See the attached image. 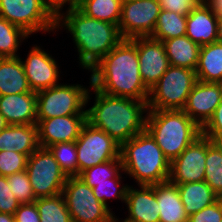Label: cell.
<instances>
[{
    "instance_id": "b9f144b4",
    "label": "cell",
    "mask_w": 222,
    "mask_h": 222,
    "mask_svg": "<svg viewBox=\"0 0 222 222\" xmlns=\"http://www.w3.org/2000/svg\"><path fill=\"white\" fill-rule=\"evenodd\" d=\"M50 9L57 15L62 7L65 6L66 3L69 4V7L74 6L77 0H43Z\"/></svg>"
},
{
    "instance_id": "ee69618b",
    "label": "cell",
    "mask_w": 222,
    "mask_h": 222,
    "mask_svg": "<svg viewBox=\"0 0 222 222\" xmlns=\"http://www.w3.org/2000/svg\"><path fill=\"white\" fill-rule=\"evenodd\" d=\"M217 14H222V0H208Z\"/></svg>"
},
{
    "instance_id": "3957f363",
    "label": "cell",
    "mask_w": 222,
    "mask_h": 222,
    "mask_svg": "<svg viewBox=\"0 0 222 222\" xmlns=\"http://www.w3.org/2000/svg\"><path fill=\"white\" fill-rule=\"evenodd\" d=\"M94 105L86 110L87 122L112 137L120 146L145 131L148 101L106 95L95 88Z\"/></svg>"
},
{
    "instance_id": "836d02e7",
    "label": "cell",
    "mask_w": 222,
    "mask_h": 222,
    "mask_svg": "<svg viewBox=\"0 0 222 222\" xmlns=\"http://www.w3.org/2000/svg\"><path fill=\"white\" fill-rule=\"evenodd\" d=\"M7 182L20 204L34 203L36 201L37 198L33 193L26 170L8 176Z\"/></svg>"
},
{
    "instance_id": "ba28073f",
    "label": "cell",
    "mask_w": 222,
    "mask_h": 222,
    "mask_svg": "<svg viewBox=\"0 0 222 222\" xmlns=\"http://www.w3.org/2000/svg\"><path fill=\"white\" fill-rule=\"evenodd\" d=\"M62 194L72 222H116L118 219L79 177H68ZM116 218V219H115Z\"/></svg>"
},
{
    "instance_id": "603a6c76",
    "label": "cell",
    "mask_w": 222,
    "mask_h": 222,
    "mask_svg": "<svg viewBox=\"0 0 222 222\" xmlns=\"http://www.w3.org/2000/svg\"><path fill=\"white\" fill-rule=\"evenodd\" d=\"M31 91L21 58H0V96Z\"/></svg>"
},
{
    "instance_id": "30bf717a",
    "label": "cell",
    "mask_w": 222,
    "mask_h": 222,
    "mask_svg": "<svg viewBox=\"0 0 222 222\" xmlns=\"http://www.w3.org/2000/svg\"><path fill=\"white\" fill-rule=\"evenodd\" d=\"M26 172L36 198L61 194L68 178L51 151L42 147L28 157Z\"/></svg>"
},
{
    "instance_id": "60d3db41",
    "label": "cell",
    "mask_w": 222,
    "mask_h": 222,
    "mask_svg": "<svg viewBox=\"0 0 222 222\" xmlns=\"http://www.w3.org/2000/svg\"><path fill=\"white\" fill-rule=\"evenodd\" d=\"M13 216L15 222H41L35 202L20 204Z\"/></svg>"
},
{
    "instance_id": "83f0119b",
    "label": "cell",
    "mask_w": 222,
    "mask_h": 222,
    "mask_svg": "<svg viewBox=\"0 0 222 222\" xmlns=\"http://www.w3.org/2000/svg\"><path fill=\"white\" fill-rule=\"evenodd\" d=\"M206 166L204 181L222 198V141L206 137Z\"/></svg>"
},
{
    "instance_id": "ffe728a7",
    "label": "cell",
    "mask_w": 222,
    "mask_h": 222,
    "mask_svg": "<svg viewBox=\"0 0 222 222\" xmlns=\"http://www.w3.org/2000/svg\"><path fill=\"white\" fill-rule=\"evenodd\" d=\"M36 105L34 91L0 96V113L8 125L37 124Z\"/></svg>"
},
{
    "instance_id": "277c9868",
    "label": "cell",
    "mask_w": 222,
    "mask_h": 222,
    "mask_svg": "<svg viewBox=\"0 0 222 222\" xmlns=\"http://www.w3.org/2000/svg\"><path fill=\"white\" fill-rule=\"evenodd\" d=\"M123 171L139 185L165 182L170 175V161L145 130L120 146Z\"/></svg>"
},
{
    "instance_id": "bcb514c9",
    "label": "cell",
    "mask_w": 222,
    "mask_h": 222,
    "mask_svg": "<svg viewBox=\"0 0 222 222\" xmlns=\"http://www.w3.org/2000/svg\"><path fill=\"white\" fill-rule=\"evenodd\" d=\"M8 126L5 118L3 117V115L0 113V132L5 129Z\"/></svg>"
},
{
    "instance_id": "5bb4252c",
    "label": "cell",
    "mask_w": 222,
    "mask_h": 222,
    "mask_svg": "<svg viewBox=\"0 0 222 222\" xmlns=\"http://www.w3.org/2000/svg\"><path fill=\"white\" fill-rule=\"evenodd\" d=\"M137 47L140 76L150 90L170 66L162 41L150 36L131 39Z\"/></svg>"
},
{
    "instance_id": "7a4b0ae2",
    "label": "cell",
    "mask_w": 222,
    "mask_h": 222,
    "mask_svg": "<svg viewBox=\"0 0 222 222\" xmlns=\"http://www.w3.org/2000/svg\"><path fill=\"white\" fill-rule=\"evenodd\" d=\"M65 14H57L56 26L59 28L64 25L71 33L78 49L79 61L85 69L94 68L124 39L118 25L88 17L75 5L68 7Z\"/></svg>"
},
{
    "instance_id": "e0dca14e",
    "label": "cell",
    "mask_w": 222,
    "mask_h": 222,
    "mask_svg": "<svg viewBox=\"0 0 222 222\" xmlns=\"http://www.w3.org/2000/svg\"><path fill=\"white\" fill-rule=\"evenodd\" d=\"M21 62L32 91L38 92L59 85L57 62L40 47H32L26 60Z\"/></svg>"
},
{
    "instance_id": "2e32d148",
    "label": "cell",
    "mask_w": 222,
    "mask_h": 222,
    "mask_svg": "<svg viewBox=\"0 0 222 222\" xmlns=\"http://www.w3.org/2000/svg\"><path fill=\"white\" fill-rule=\"evenodd\" d=\"M87 122V115L57 116L37 123L38 141L42 148L55 143L73 142L80 136Z\"/></svg>"
},
{
    "instance_id": "7bdbcfd3",
    "label": "cell",
    "mask_w": 222,
    "mask_h": 222,
    "mask_svg": "<svg viewBox=\"0 0 222 222\" xmlns=\"http://www.w3.org/2000/svg\"><path fill=\"white\" fill-rule=\"evenodd\" d=\"M217 42L222 43V14H217Z\"/></svg>"
},
{
    "instance_id": "4316f807",
    "label": "cell",
    "mask_w": 222,
    "mask_h": 222,
    "mask_svg": "<svg viewBox=\"0 0 222 222\" xmlns=\"http://www.w3.org/2000/svg\"><path fill=\"white\" fill-rule=\"evenodd\" d=\"M123 0H77L75 6L86 16L118 25Z\"/></svg>"
},
{
    "instance_id": "8fae6325",
    "label": "cell",
    "mask_w": 222,
    "mask_h": 222,
    "mask_svg": "<svg viewBox=\"0 0 222 222\" xmlns=\"http://www.w3.org/2000/svg\"><path fill=\"white\" fill-rule=\"evenodd\" d=\"M78 160V175L87 168L120 159V145L101 129L88 122L75 141Z\"/></svg>"
},
{
    "instance_id": "484cf974",
    "label": "cell",
    "mask_w": 222,
    "mask_h": 222,
    "mask_svg": "<svg viewBox=\"0 0 222 222\" xmlns=\"http://www.w3.org/2000/svg\"><path fill=\"white\" fill-rule=\"evenodd\" d=\"M195 72L197 80L222 83V43L216 41L200 47Z\"/></svg>"
},
{
    "instance_id": "e575fe53",
    "label": "cell",
    "mask_w": 222,
    "mask_h": 222,
    "mask_svg": "<svg viewBox=\"0 0 222 222\" xmlns=\"http://www.w3.org/2000/svg\"><path fill=\"white\" fill-rule=\"evenodd\" d=\"M120 179L121 175L119 174L116 178L109 179V182L86 184L92 188V191L96 198L108 207L106 199L109 197L113 196L115 198H118L119 200L121 199L122 201H126L128 186H122V188L118 189L121 185ZM112 189L113 191L111 192Z\"/></svg>"
},
{
    "instance_id": "f1b7e54d",
    "label": "cell",
    "mask_w": 222,
    "mask_h": 222,
    "mask_svg": "<svg viewBox=\"0 0 222 222\" xmlns=\"http://www.w3.org/2000/svg\"><path fill=\"white\" fill-rule=\"evenodd\" d=\"M186 20L187 16L161 9L150 37L163 42L186 35Z\"/></svg>"
},
{
    "instance_id": "74e56055",
    "label": "cell",
    "mask_w": 222,
    "mask_h": 222,
    "mask_svg": "<svg viewBox=\"0 0 222 222\" xmlns=\"http://www.w3.org/2000/svg\"><path fill=\"white\" fill-rule=\"evenodd\" d=\"M20 203L8 186L7 177L0 175V212L6 214H15Z\"/></svg>"
},
{
    "instance_id": "d590c367",
    "label": "cell",
    "mask_w": 222,
    "mask_h": 222,
    "mask_svg": "<svg viewBox=\"0 0 222 222\" xmlns=\"http://www.w3.org/2000/svg\"><path fill=\"white\" fill-rule=\"evenodd\" d=\"M28 156L16 151H0V175L8 177L26 170Z\"/></svg>"
},
{
    "instance_id": "5b68a950",
    "label": "cell",
    "mask_w": 222,
    "mask_h": 222,
    "mask_svg": "<svg viewBox=\"0 0 222 222\" xmlns=\"http://www.w3.org/2000/svg\"><path fill=\"white\" fill-rule=\"evenodd\" d=\"M145 130L171 162L201 136V128L183 110H147Z\"/></svg>"
},
{
    "instance_id": "f6af8a7d",
    "label": "cell",
    "mask_w": 222,
    "mask_h": 222,
    "mask_svg": "<svg viewBox=\"0 0 222 222\" xmlns=\"http://www.w3.org/2000/svg\"><path fill=\"white\" fill-rule=\"evenodd\" d=\"M0 222H15L13 214L0 212Z\"/></svg>"
},
{
    "instance_id": "7402d4cb",
    "label": "cell",
    "mask_w": 222,
    "mask_h": 222,
    "mask_svg": "<svg viewBox=\"0 0 222 222\" xmlns=\"http://www.w3.org/2000/svg\"><path fill=\"white\" fill-rule=\"evenodd\" d=\"M153 186L160 208L159 222H188L177 185L167 180Z\"/></svg>"
},
{
    "instance_id": "ac0fdd59",
    "label": "cell",
    "mask_w": 222,
    "mask_h": 222,
    "mask_svg": "<svg viewBox=\"0 0 222 222\" xmlns=\"http://www.w3.org/2000/svg\"><path fill=\"white\" fill-rule=\"evenodd\" d=\"M186 36L200 46L217 41V13L208 2H199L187 15Z\"/></svg>"
},
{
    "instance_id": "9a60e30c",
    "label": "cell",
    "mask_w": 222,
    "mask_h": 222,
    "mask_svg": "<svg viewBox=\"0 0 222 222\" xmlns=\"http://www.w3.org/2000/svg\"><path fill=\"white\" fill-rule=\"evenodd\" d=\"M222 101V83L198 80L188 95L183 111L202 128Z\"/></svg>"
},
{
    "instance_id": "44dd1931",
    "label": "cell",
    "mask_w": 222,
    "mask_h": 222,
    "mask_svg": "<svg viewBox=\"0 0 222 222\" xmlns=\"http://www.w3.org/2000/svg\"><path fill=\"white\" fill-rule=\"evenodd\" d=\"M39 147L37 124L8 125L0 132V151H16L29 157Z\"/></svg>"
},
{
    "instance_id": "7c38bea8",
    "label": "cell",
    "mask_w": 222,
    "mask_h": 222,
    "mask_svg": "<svg viewBox=\"0 0 222 222\" xmlns=\"http://www.w3.org/2000/svg\"><path fill=\"white\" fill-rule=\"evenodd\" d=\"M160 10L158 0H123L118 24L123 38L151 36Z\"/></svg>"
},
{
    "instance_id": "6da1fadb",
    "label": "cell",
    "mask_w": 222,
    "mask_h": 222,
    "mask_svg": "<svg viewBox=\"0 0 222 222\" xmlns=\"http://www.w3.org/2000/svg\"><path fill=\"white\" fill-rule=\"evenodd\" d=\"M91 71V88L109 96L148 101L150 90L140 76L137 47L131 39H123Z\"/></svg>"
},
{
    "instance_id": "4dcf8cb0",
    "label": "cell",
    "mask_w": 222,
    "mask_h": 222,
    "mask_svg": "<svg viewBox=\"0 0 222 222\" xmlns=\"http://www.w3.org/2000/svg\"><path fill=\"white\" fill-rule=\"evenodd\" d=\"M29 34L22 28L8 22L0 16V58L18 57L16 54L21 39L28 38Z\"/></svg>"
},
{
    "instance_id": "1f68e13d",
    "label": "cell",
    "mask_w": 222,
    "mask_h": 222,
    "mask_svg": "<svg viewBox=\"0 0 222 222\" xmlns=\"http://www.w3.org/2000/svg\"><path fill=\"white\" fill-rule=\"evenodd\" d=\"M67 177L78 176V160L75 141L55 143L48 147Z\"/></svg>"
},
{
    "instance_id": "f546056e",
    "label": "cell",
    "mask_w": 222,
    "mask_h": 222,
    "mask_svg": "<svg viewBox=\"0 0 222 222\" xmlns=\"http://www.w3.org/2000/svg\"><path fill=\"white\" fill-rule=\"evenodd\" d=\"M41 222H72L63 194L35 201Z\"/></svg>"
},
{
    "instance_id": "4fadbf2b",
    "label": "cell",
    "mask_w": 222,
    "mask_h": 222,
    "mask_svg": "<svg viewBox=\"0 0 222 222\" xmlns=\"http://www.w3.org/2000/svg\"><path fill=\"white\" fill-rule=\"evenodd\" d=\"M206 137L201 135L170 162L169 181L179 185L205 179Z\"/></svg>"
},
{
    "instance_id": "ab89813d",
    "label": "cell",
    "mask_w": 222,
    "mask_h": 222,
    "mask_svg": "<svg viewBox=\"0 0 222 222\" xmlns=\"http://www.w3.org/2000/svg\"><path fill=\"white\" fill-rule=\"evenodd\" d=\"M161 9L187 16L199 3L197 0H158Z\"/></svg>"
},
{
    "instance_id": "9c48e42d",
    "label": "cell",
    "mask_w": 222,
    "mask_h": 222,
    "mask_svg": "<svg viewBox=\"0 0 222 222\" xmlns=\"http://www.w3.org/2000/svg\"><path fill=\"white\" fill-rule=\"evenodd\" d=\"M0 16L29 35L57 27V15L43 0H0Z\"/></svg>"
},
{
    "instance_id": "7dc6e473",
    "label": "cell",
    "mask_w": 222,
    "mask_h": 222,
    "mask_svg": "<svg viewBox=\"0 0 222 222\" xmlns=\"http://www.w3.org/2000/svg\"><path fill=\"white\" fill-rule=\"evenodd\" d=\"M198 2H208V0H197Z\"/></svg>"
},
{
    "instance_id": "8992f818",
    "label": "cell",
    "mask_w": 222,
    "mask_h": 222,
    "mask_svg": "<svg viewBox=\"0 0 222 222\" xmlns=\"http://www.w3.org/2000/svg\"><path fill=\"white\" fill-rule=\"evenodd\" d=\"M197 81L195 70L170 65L150 89L148 110H183Z\"/></svg>"
},
{
    "instance_id": "d6986e66",
    "label": "cell",
    "mask_w": 222,
    "mask_h": 222,
    "mask_svg": "<svg viewBox=\"0 0 222 222\" xmlns=\"http://www.w3.org/2000/svg\"><path fill=\"white\" fill-rule=\"evenodd\" d=\"M140 189L128 186L126 205L129 216L122 222H159L160 208L153 185H140Z\"/></svg>"
},
{
    "instance_id": "d6a6232c",
    "label": "cell",
    "mask_w": 222,
    "mask_h": 222,
    "mask_svg": "<svg viewBox=\"0 0 222 222\" xmlns=\"http://www.w3.org/2000/svg\"><path fill=\"white\" fill-rule=\"evenodd\" d=\"M123 171L121 159L109 160L80 172L79 177L84 183L109 182V179L116 178Z\"/></svg>"
},
{
    "instance_id": "f35d334b",
    "label": "cell",
    "mask_w": 222,
    "mask_h": 222,
    "mask_svg": "<svg viewBox=\"0 0 222 222\" xmlns=\"http://www.w3.org/2000/svg\"><path fill=\"white\" fill-rule=\"evenodd\" d=\"M222 198L189 216L188 222H221Z\"/></svg>"
},
{
    "instance_id": "8d00e7d4",
    "label": "cell",
    "mask_w": 222,
    "mask_h": 222,
    "mask_svg": "<svg viewBox=\"0 0 222 222\" xmlns=\"http://www.w3.org/2000/svg\"><path fill=\"white\" fill-rule=\"evenodd\" d=\"M201 135L213 141H222V101L217 106L212 117L201 128Z\"/></svg>"
},
{
    "instance_id": "52a82bcc",
    "label": "cell",
    "mask_w": 222,
    "mask_h": 222,
    "mask_svg": "<svg viewBox=\"0 0 222 222\" xmlns=\"http://www.w3.org/2000/svg\"><path fill=\"white\" fill-rule=\"evenodd\" d=\"M88 91L80 84H59L36 92L37 123L57 116L87 115L83 107L90 99Z\"/></svg>"
},
{
    "instance_id": "cb8c5ba5",
    "label": "cell",
    "mask_w": 222,
    "mask_h": 222,
    "mask_svg": "<svg viewBox=\"0 0 222 222\" xmlns=\"http://www.w3.org/2000/svg\"><path fill=\"white\" fill-rule=\"evenodd\" d=\"M177 189L188 217L220 198L205 181L179 184Z\"/></svg>"
},
{
    "instance_id": "d4e9b609",
    "label": "cell",
    "mask_w": 222,
    "mask_h": 222,
    "mask_svg": "<svg viewBox=\"0 0 222 222\" xmlns=\"http://www.w3.org/2000/svg\"><path fill=\"white\" fill-rule=\"evenodd\" d=\"M163 44L170 65L196 69L201 47L199 44L186 35L165 40Z\"/></svg>"
}]
</instances>
